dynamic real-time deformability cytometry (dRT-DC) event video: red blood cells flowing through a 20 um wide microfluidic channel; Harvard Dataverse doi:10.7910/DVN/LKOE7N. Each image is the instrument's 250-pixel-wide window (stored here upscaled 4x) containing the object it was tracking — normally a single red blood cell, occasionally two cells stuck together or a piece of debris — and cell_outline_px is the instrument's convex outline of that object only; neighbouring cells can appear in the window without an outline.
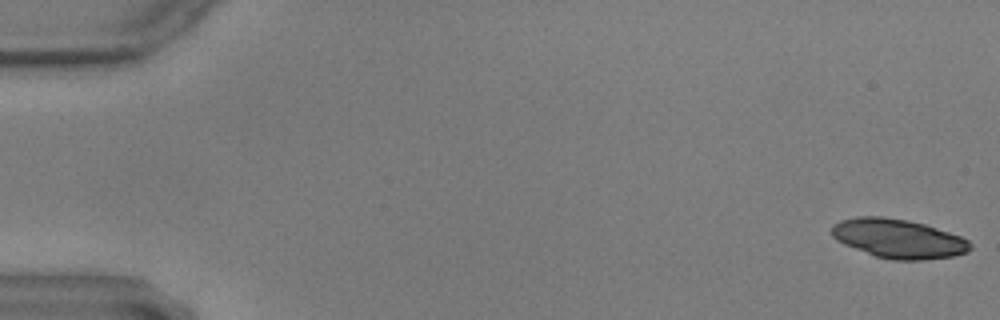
{"species": "common noctule bat (a hibernating species)", "species_latin": "Nyctalus noctula", "temperature_condition": "warm", "stored_images_in_passage": 58, "camera_frame_rate_fps": 3000, "um_per_image_px": 0.085, "animal": {"sex": "male", "body_mass_g": 17.9, "forearm_length_mm": 54.2}, "frame": {"image": 1, "passage_image": 1, "time_ms": 0.0, "image_size_px": [1000, 320], "cell_outline_px": [[972, 248], [968, 252], [952, 256], [924, 260], [892, 260], [876, 256], [844, 244], [836, 240], [832, 236], [832, 224], [840, 220], [856, 216], [884, 216], [908, 220], [924, 224], [960, 236], [968, 240], [972, 244]], "centroid_in_image_um": [76.35, 20.27], "position_along_channel_um": 8.6, "area_um2": 31.62}}